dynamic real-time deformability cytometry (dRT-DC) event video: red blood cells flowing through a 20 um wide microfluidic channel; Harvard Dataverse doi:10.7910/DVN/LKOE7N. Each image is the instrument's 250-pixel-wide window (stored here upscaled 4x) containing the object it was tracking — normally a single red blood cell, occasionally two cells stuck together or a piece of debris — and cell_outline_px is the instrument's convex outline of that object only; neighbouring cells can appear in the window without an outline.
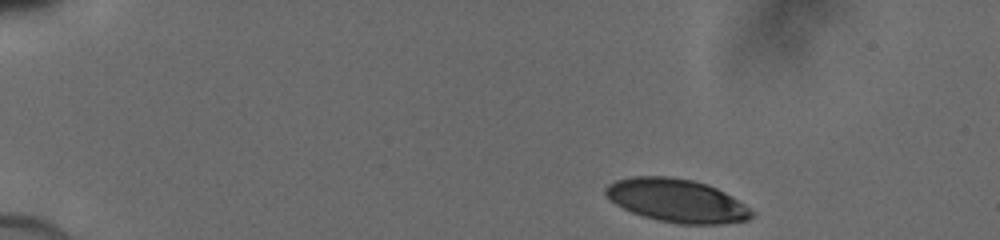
{"species": "human", "species_latin": "Homo sapiens", "temperature_condition": "cold", "stored_images_in_passage": 43, "camera_frame_rate_fps": 3000, "um_per_image_px": 0.085, "donor": {"sex": "male"}, "frame": {"image": 1, "passage_image": 1, "time_ms": 0.0, "image_size_px": [1000, 240], "cell_outline_px": [[756, 212], [748, 220], [720, 224], [680, 224], [656, 220], [632, 212], [616, 204], [604, 192], [604, 188], [608, 184], [616, 180], [632, 176], [668, 176], [692, 180], [708, 184], [724, 192], [744, 204]], "centroid_in_image_um": [57.54, 17.05], "position_along_channel_um": 27.5, "area_um2": 36.76}}
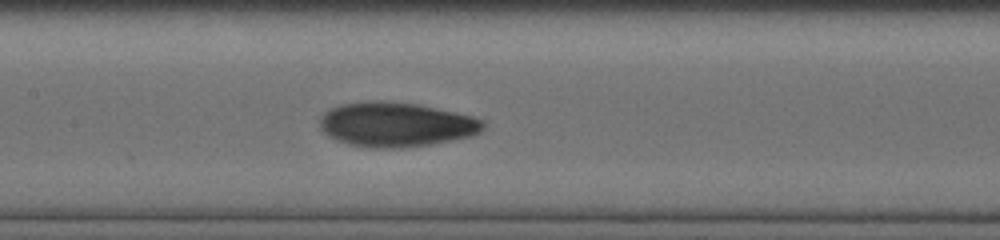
{"frame": {"image": 2, "passage_image": 19, "time_ms": 6.0, "image_size_px": [1000, 240], "cell_outline_px": [[484, 128], [480, 132], [472, 136], [432, 144], [396, 148], [372, 148], [348, 144], [336, 140], [328, 136], [320, 128], [320, 116], [324, 112], [340, 104], [368, 100], [380, 100], [420, 104], [472, 116], [484, 120]], "centroid_in_image_um": [33.65, 10.57], "position_along_channel_um": 173.7, "area_um2": 42.71}}
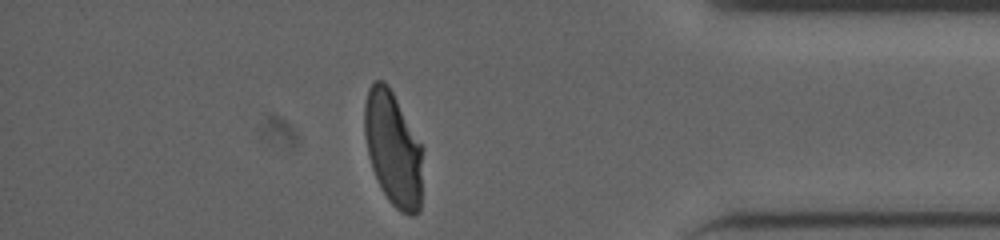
{"frame": {"image": 3, "passage_image": 37, "time_ms": 12.0, "image_size_px": [1000, 240], "cell_outline_px": [[424, 148], [420, 212], [412, 216], [408, 216], [400, 212], [388, 200], [372, 168], [368, 156], [364, 132], [364, 104], [368, 88], [376, 80], [384, 80], [388, 84]], "centroid_in_image_um": [33.44, 12.66], "position_along_channel_um": 401.8, "area_um2": 39.36}}